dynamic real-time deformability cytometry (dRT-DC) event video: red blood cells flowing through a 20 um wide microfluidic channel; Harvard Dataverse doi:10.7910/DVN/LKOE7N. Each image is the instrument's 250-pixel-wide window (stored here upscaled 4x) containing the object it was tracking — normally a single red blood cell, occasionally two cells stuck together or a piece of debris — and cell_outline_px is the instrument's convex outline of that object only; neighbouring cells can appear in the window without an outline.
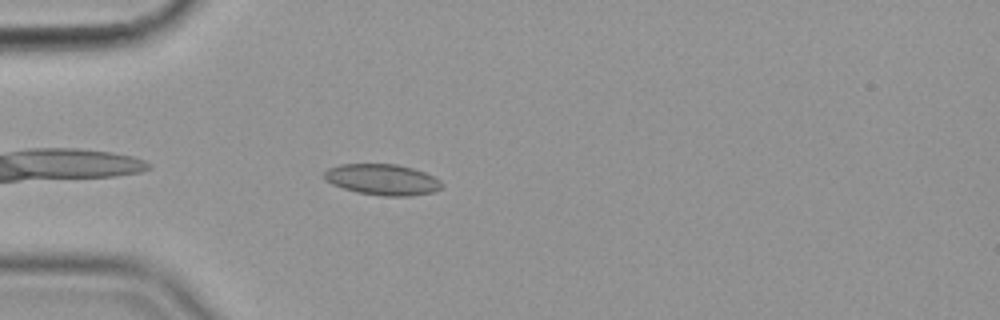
{"species": "common noctule bat (a hibernating species)", "species_latin": "Nyctalus noctula", "temperature_condition": "cold", "stored_images_in_passage": 43, "camera_frame_rate_fps": 3000, "um_per_image_px": 0.085, "animal": {"sex": "female", "body_mass_g": 19.9}, "frame": {"image": 1, "passage_image": 3, "time_ms": 0.667, "image_size_px": [1000, 320], "cell_outline_px": [[444, 184], [436, 192], [408, 196], [384, 196], [356, 192], [332, 184], [324, 180], [324, 172], [328, 168], [340, 164], [396, 164], [412, 168], [424, 172], [440, 180]], "centroid_in_image_um": [32.5, 15.27], "position_along_channel_um": 52.5, "area_um2": 21.27}}
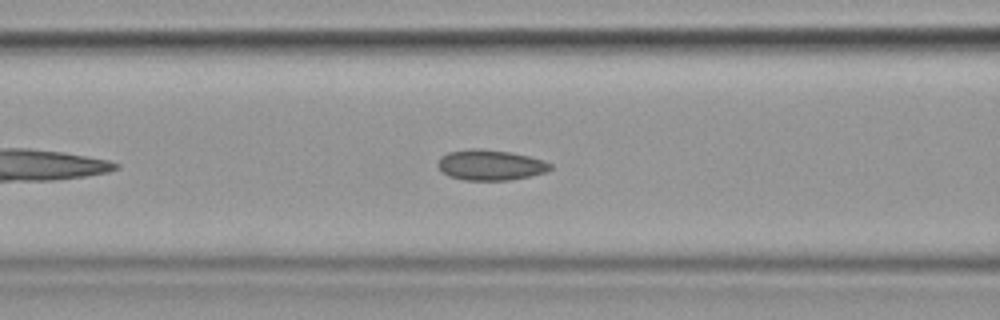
{"frame": {"image": 2, "passage_image": 10, "time_ms": 3.0, "image_size_px": [1000, 320], "cell_outline_px": [[552, 168], [544, 172], [532, 176], [508, 180], [464, 180], [448, 176], [436, 164], [440, 156], [448, 152], [472, 148], [480, 148], [512, 152], [544, 160], [552, 164]], "centroid_in_image_um": [41.68, 14.02], "position_along_channel_um": 124.9, "area_um2": 20.11}}
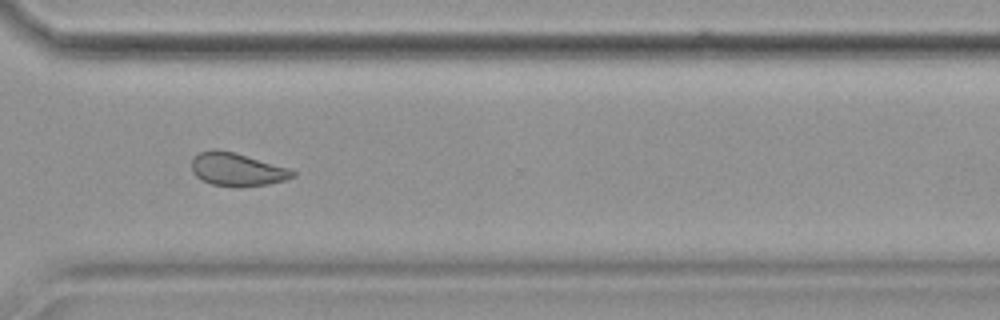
{"frame": {"image": 3, "passage_image": 29, "time_ms": 9.333, "image_size_px": [1000, 320], "cell_outline_px": [[296, 176], [284, 180], [268, 184], [236, 188], [212, 184], [196, 176], [192, 172], [192, 160], [200, 152], [212, 148], [216, 148], [232, 152], [288, 168], [296, 172]], "centroid_in_image_um": [20.13, 14.41], "position_along_channel_um": 350.5, "area_um2": 19.36}, "authors_computed_cell_mechanics": {"area_um2": 20.0566, "velocity_mm_per_s": 3.5627, "shape_relaxation_time_tau1_ms": null, "shape_relaxation_time_tau2_ms": 2.3147, "deformation_change_tau1": null, "deformation_change_tau2": 0.0728}}